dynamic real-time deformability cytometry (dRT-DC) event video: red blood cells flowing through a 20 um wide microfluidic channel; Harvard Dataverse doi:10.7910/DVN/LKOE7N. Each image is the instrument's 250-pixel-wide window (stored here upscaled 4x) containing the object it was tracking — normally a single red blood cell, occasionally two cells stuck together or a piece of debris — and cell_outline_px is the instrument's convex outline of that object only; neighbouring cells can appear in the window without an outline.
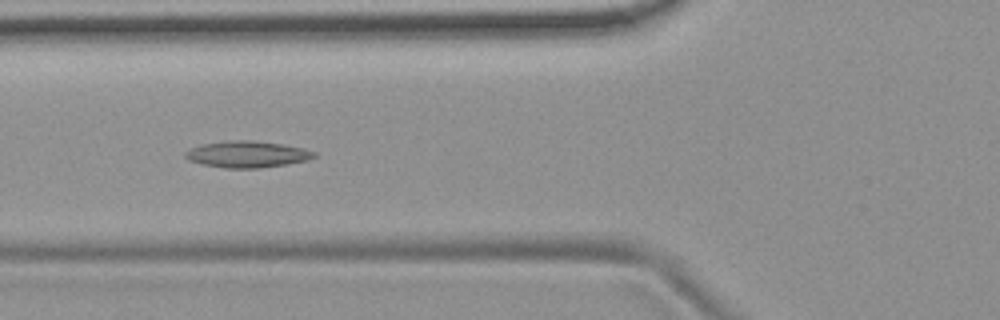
{"species": "common noctule bat (a hibernating species)", "species_latin": "Nyctalus noctula", "temperature_condition": "room temperature", "stored_images_in_passage": 15, "camera_frame_rate_fps": 3000, "um_per_image_px": 0.085, "animal": {"sex": "female", "body_mass_g": 19.9}, "frame": {"image": 1, "passage_image": 9, "time_ms": 2.667, "image_size_px": [1000, 320], "cell_outline_px": [[316, 156], [308, 160], [288, 164], [260, 168], [224, 168], [200, 164], [188, 160], [184, 156], [184, 152], [200, 144], [232, 140], [252, 140], [280, 144], [304, 148], [316, 152]], "centroid_in_image_um": [20.99, 13.12], "position_along_channel_um": 104.8, "area_um2": 20.0}}